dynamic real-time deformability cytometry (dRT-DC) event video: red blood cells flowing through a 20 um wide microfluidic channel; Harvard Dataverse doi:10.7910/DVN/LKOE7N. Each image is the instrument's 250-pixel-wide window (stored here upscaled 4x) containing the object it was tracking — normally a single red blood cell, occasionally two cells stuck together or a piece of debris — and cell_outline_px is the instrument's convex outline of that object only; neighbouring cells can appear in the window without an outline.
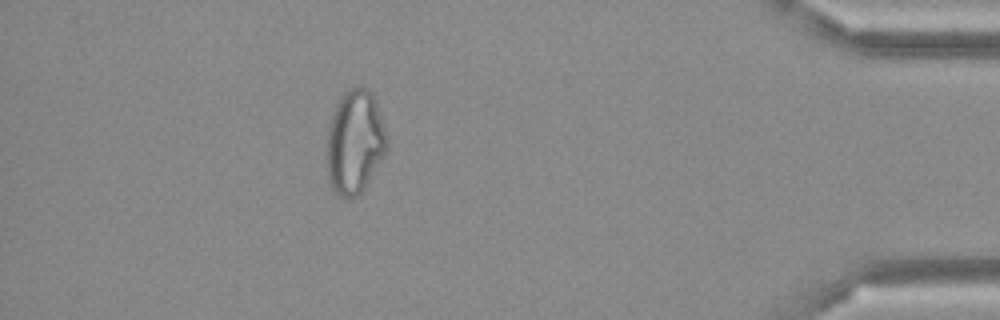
{"species": "Egyptian fruit bat (a non-hibernating species)", "species_latin": "Rousettus aegyptiacus", "temperature_condition": "cold", "stored_images_in_passage": 39, "camera_frame_rate_fps": 3000, "um_per_image_px": 0.085, "frame": {"image": 1, "passage_image": 34, "time_ms": 11.0, "image_size_px": [1000, 320], "cell_outline_px": [[388, 148], [384, 156], [364, 188], [356, 196], [340, 196], [332, 188], [328, 180], [328, 128], [336, 104], [340, 96], [348, 88], [360, 84], [368, 88], [372, 92], [376, 100], [388, 140]], "centroid_in_image_um": [30.18, 12.0], "position_along_channel_um": 405.0, "area_um2": 36.3}}